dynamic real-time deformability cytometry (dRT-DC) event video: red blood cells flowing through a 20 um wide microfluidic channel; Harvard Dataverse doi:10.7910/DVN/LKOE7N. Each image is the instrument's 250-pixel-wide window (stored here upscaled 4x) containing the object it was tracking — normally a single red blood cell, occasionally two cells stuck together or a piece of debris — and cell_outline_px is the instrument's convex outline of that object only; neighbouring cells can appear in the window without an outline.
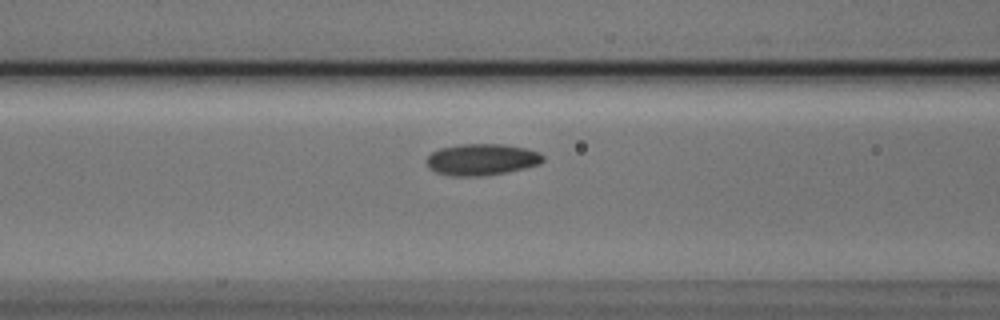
{"species": "Egyptian fruit bat (a non-hibernating species)", "species_latin": "Rousettus aegyptiacus", "temperature_condition": "cold", "stored_images_in_passage": 8, "segment_of_instrument_passage": [1, 2], "camera_frame_rate_fps": 3000, "um_per_image_px": 0.085, "animal": {"sex": "male"}, "frame": {"image": 1, "passage_image": 7, "time_ms": 2.0, "image_size_px": [1000, 320], "cell_outline_px": [[544, 160], [540, 164], [524, 168], [504, 172], [480, 176], [452, 176], [436, 172], [428, 168], [428, 156], [432, 152], [440, 148], [460, 144], [504, 144], [524, 148], [540, 152], [544, 156]], "centroid_in_image_um": [40.96, 13.55], "position_along_channel_um": 125.6, "area_um2": 21.27}}